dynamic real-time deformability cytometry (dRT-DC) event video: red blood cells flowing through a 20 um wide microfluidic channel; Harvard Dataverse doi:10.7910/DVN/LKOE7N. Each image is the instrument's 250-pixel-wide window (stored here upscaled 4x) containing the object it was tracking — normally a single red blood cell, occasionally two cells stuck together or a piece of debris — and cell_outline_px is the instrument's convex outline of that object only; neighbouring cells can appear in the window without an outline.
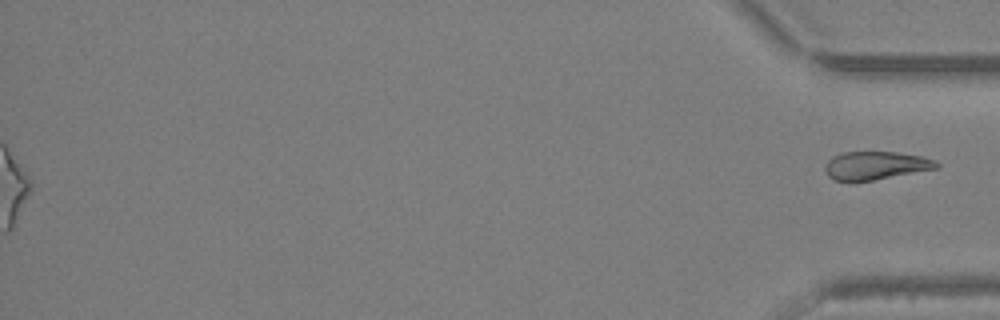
{"species": "Egyptian fruit bat (a non-hibernating species)", "species_latin": "Rousettus aegyptiacus", "temperature_condition": "warm", "stored_images_in_passage": 35, "segment_of_instrument_passage": [2, 2], "camera_frame_rate_fps": 3000, "um_per_image_px": 0.085, "animal": {"sex": "female"}, "frame": {"image": 1, "passage_image": 35, "time_ms": 11.333, "image_size_px": [1000, 320], "cell_outline_px": [[940, 168], [872, 180], [848, 184], [832, 180], [828, 176], [824, 168], [824, 164], [832, 156], [844, 152], [896, 152], [920, 156], [936, 160], [940, 164]], "centroid_in_image_um": [74.37, 14.1], "position_along_channel_um": 360.8, "area_um2": 18.84}}